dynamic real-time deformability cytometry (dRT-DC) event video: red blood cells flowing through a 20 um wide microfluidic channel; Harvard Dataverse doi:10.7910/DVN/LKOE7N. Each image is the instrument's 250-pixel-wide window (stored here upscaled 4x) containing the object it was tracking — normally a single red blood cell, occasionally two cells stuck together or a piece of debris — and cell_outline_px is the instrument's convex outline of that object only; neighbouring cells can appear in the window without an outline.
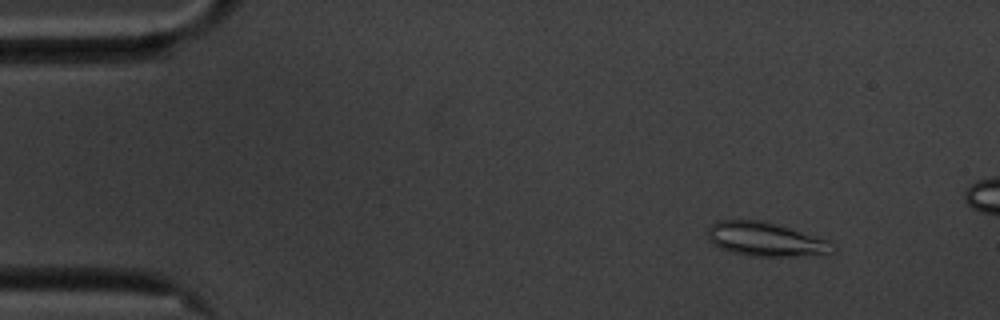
{"species": "common noctule bat (a hibernating species)", "species_latin": "Nyctalus noctula", "temperature_condition": "cold", "stored_images_in_passage": 59, "segment_of_instrument_passage": [1, 2], "camera_frame_rate_fps": 3000, "um_per_image_px": 0.085, "animal": {"sex": "male", "body_mass_g": 20.1, "forearm_length_mm": 53.5}, "frame": {"image": 1, "passage_image": 7, "time_ms": 2.0, "image_size_px": [1000, 320], "cell_outline_px": [[836, 248], [828, 256], [748, 256], [732, 252], [720, 248], [712, 244], [708, 240], [708, 228], [712, 224], [720, 220], [760, 220], [832, 240]], "centroid_in_image_um": [65.16, 20.37], "position_along_channel_um": 19.8, "area_um2": 25.14}}
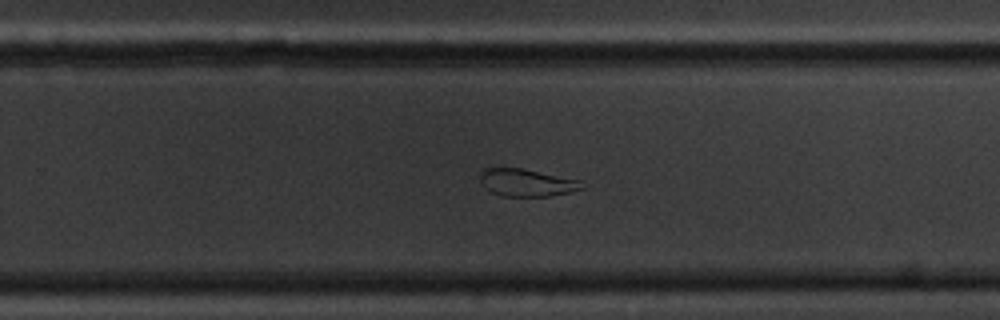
{"frame": {"image": 2, "passage_image": 37, "time_ms": 12.0, "image_size_px": [1000, 320], "cell_outline_px": [[584, 188], [572, 192], [548, 196], [504, 196], [492, 192], [484, 188], [480, 180], [480, 172], [484, 168], [520, 168], [580, 180]], "centroid_in_image_um": [44.75, 15.53], "position_along_channel_um": 285.0, "area_um2": 16.18}}
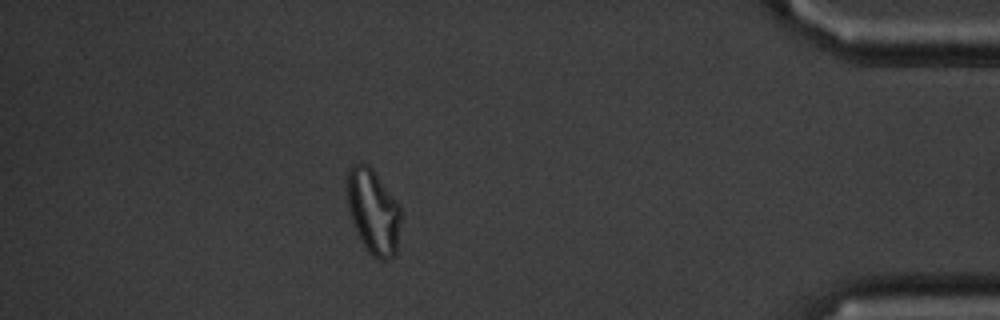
{"frame": {"image": 3, "passage_image": 51, "time_ms": 16.667, "image_size_px": [1000, 320], "cell_outline_px": [[400, 220], [396, 256], [388, 260], [380, 260], [372, 256], [368, 252], [356, 232], [352, 220], [344, 188], [348, 172], [352, 164], [360, 160], [368, 164], [372, 168], [400, 204]], "centroid_in_image_um": [31.71, 17.94], "position_along_channel_um": 403.5, "area_um2": 27.17}}